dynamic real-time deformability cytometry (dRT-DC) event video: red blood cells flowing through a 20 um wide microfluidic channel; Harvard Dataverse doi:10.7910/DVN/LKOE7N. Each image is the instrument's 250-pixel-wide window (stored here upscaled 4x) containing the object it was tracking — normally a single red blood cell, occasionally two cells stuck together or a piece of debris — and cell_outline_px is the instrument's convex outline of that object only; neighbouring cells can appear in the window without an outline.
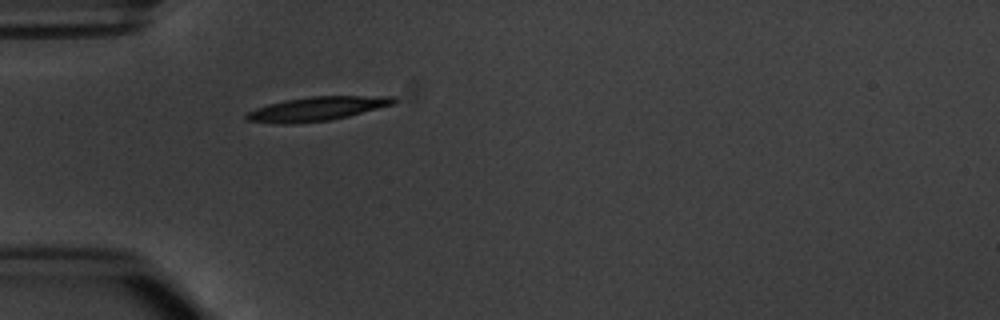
{"species": "common noctule bat (a hibernating species)", "species_latin": "Nyctalus noctula", "temperature_condition": "warm", "stored_images_in_passage": 1, "camera_frame_rate_fps": 3000, "um_per_image_px": 0.085, "animal": {"sex": "male", "body_mass_g": 20.1, "forearm_length_mm": 53.5}, "frame": {"image": 1, "passage_image": 1, "time_ms": 0.0, "image_size_px": [1000, 320], "cell_outline_px": [[396, 104], [348, 116], [328, 120], [288, 124], [280, 124], [248, 120], [244, 116], [248, 112], [256, 108], [268, 104], [284, 100], [312, 96], [396, 96]], "centroid_in_image_um": [26.97, 9.23], "position_along_channel_um": 58.0, "area_um2": 20.52}}